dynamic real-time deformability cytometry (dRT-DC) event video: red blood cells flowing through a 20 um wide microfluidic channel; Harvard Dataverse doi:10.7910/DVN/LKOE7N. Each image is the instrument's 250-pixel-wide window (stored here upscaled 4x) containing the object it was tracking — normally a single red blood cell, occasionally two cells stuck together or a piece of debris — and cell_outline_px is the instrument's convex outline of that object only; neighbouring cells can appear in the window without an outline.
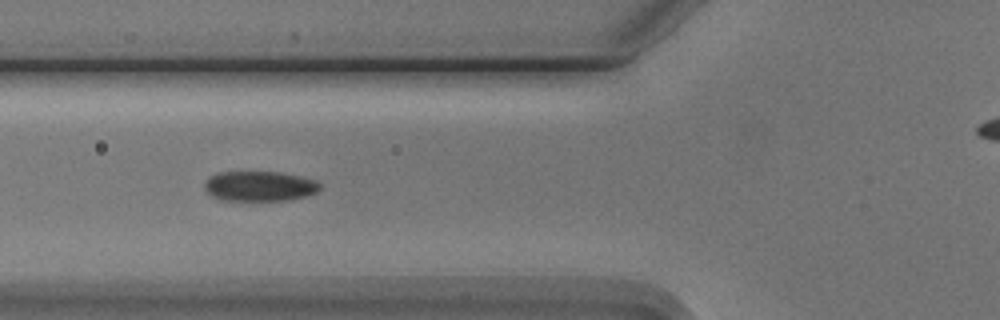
{"species": "Egyptian fruit bat (a non-hibernating species)", "species_latin": "Rousettus aegyptiacus", "temperature_condition": "cold", "stored_images_in_passage": 3, "camera_frame_rate_fps": 3000, "um_per_image_px": 0.085, "animal": {"sex": "male"}, "frame": {"image": 1, "passage_image": 3, "time_ms": 2.333, "image_size_px": [1000, 320], "cell_outline_px": [[320, 188], [316, 192], [308, 196], [288, 200], [220, 200], [212, 196], [204, 188], [204, 184], [208, 176], [216, 172], [280, 172], [300, 176], [316, 180], [320, 184]], "centroid_in_image_um": [22.05, 15.82], "position_along_channel_um": 103.8, "area_um2": 20.35}}